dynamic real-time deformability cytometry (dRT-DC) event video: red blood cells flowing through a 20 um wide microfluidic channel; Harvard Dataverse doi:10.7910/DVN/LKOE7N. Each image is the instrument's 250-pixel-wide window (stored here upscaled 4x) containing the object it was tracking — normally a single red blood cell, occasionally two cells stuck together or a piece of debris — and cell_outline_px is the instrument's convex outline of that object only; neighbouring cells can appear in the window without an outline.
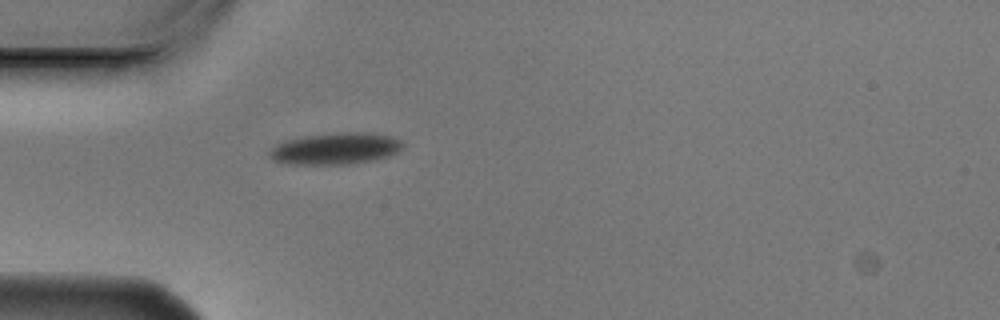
{"species": "Egyptian fruit bat (a non-hibernating species)", "species_latin": "Rousettus aegyptiacus", "temperature_condition": "cold", "stored_images_in_passage": 1, "camera_frame_rate_fps": 3000, "um_per_image_px": 0.085, "animal": {"sex": "male"}, "frame": {"image": 1, "passage_image": 1, "time_ms": 0.0, "image_size_px": [1000, 320], "cell_outline_px": [[404, 148], [388, 156], [372, 160], [352, 164], [288, 164], [272, 160], [268, 156], [268, 152], [276, 144], [284, 140], [304, 136], [340, 132], [372, 132], [392, 136], [400, 140], [404, 144]], "centroid_in_image_um": [28.51, 12.62], "position_along_channel_um": 56.5, "area_um2": 24.85}}